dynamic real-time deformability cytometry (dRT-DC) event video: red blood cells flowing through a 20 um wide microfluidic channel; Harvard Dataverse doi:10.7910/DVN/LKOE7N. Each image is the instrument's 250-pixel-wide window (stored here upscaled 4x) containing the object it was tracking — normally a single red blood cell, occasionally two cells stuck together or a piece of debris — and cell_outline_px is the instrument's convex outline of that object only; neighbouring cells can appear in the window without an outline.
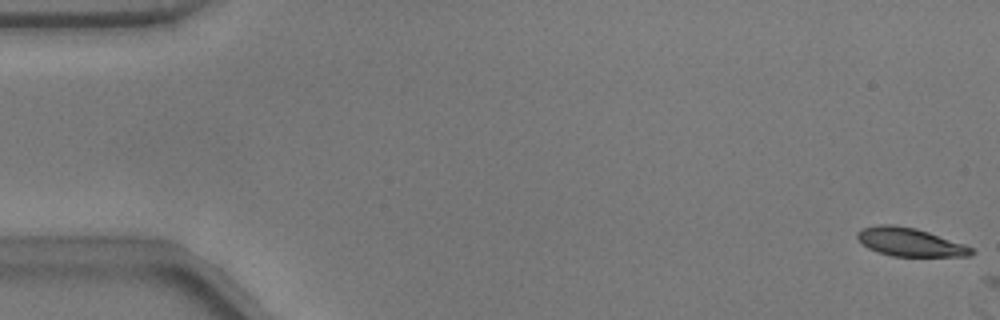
{"species": "common noctule bat (a hibernating species)", "species_latin": "Nyctalus noctula", "temperature_condition": "warm", "stored_images_in_passage": 2, "camera_frame_rate_fps": 3000, "um_per_image_px": 0.085, "animal": {"sex": "male", "body_mass_g": 17.9}, "frame": {"image": 1, "passage_image": 1, "time_ms": 0.0, "image_size_px": [1000, 320], "cell_outline_px": [[976, 252], [972, 256], [892, 256], [876, 252], [868, 248], [856, 236], [856, 232], [860, 228], [880, 224], [892, 224], [916, 228], [964, 244], [972, 248]], "centroid_in_image_um": [77.33, 20.58], "position_along_channel_um": 7.7, "area_um2": 18.9}}